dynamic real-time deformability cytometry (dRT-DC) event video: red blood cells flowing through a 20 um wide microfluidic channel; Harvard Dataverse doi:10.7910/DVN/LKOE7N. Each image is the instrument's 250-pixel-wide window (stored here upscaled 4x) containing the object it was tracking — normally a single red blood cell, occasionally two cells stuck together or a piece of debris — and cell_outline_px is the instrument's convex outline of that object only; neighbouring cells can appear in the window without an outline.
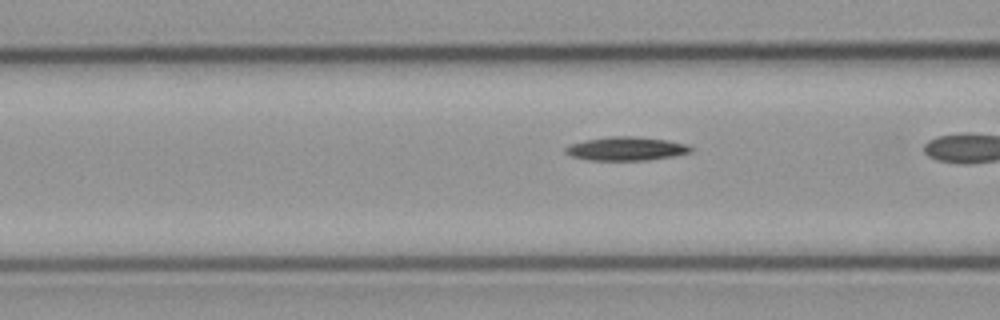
{"species": "common noctule bat (a hibernating species)", "species_latin": "Nyctalus noctula", "temperature_condition": "cold", "stored_images_in_passage": 7, "camera_frame_rate_fps": 3000, "um_per_image_px": 0.085, "animal": {"sex": "male", "body_mass_g": 23.1, "forearm_length_mm": 52.7}, "frame": {"image": 1, "passage_image": 6, "time_ms": 1.667, "image_size_px": [1000, 320], "cell_outline_px": [[696, 148], [692, 152], [672, 156], [648, 160], [588, 160], [572, 156], [564, 152], [564, 148], [568, 144], [584, 140], [608, 136], [632, 136], [668, 140], [688, 144]], "centroid_in_image_um": [53.24, 12.63], "position_along_channel_um": 113.4, "area_um2": 17.51}}